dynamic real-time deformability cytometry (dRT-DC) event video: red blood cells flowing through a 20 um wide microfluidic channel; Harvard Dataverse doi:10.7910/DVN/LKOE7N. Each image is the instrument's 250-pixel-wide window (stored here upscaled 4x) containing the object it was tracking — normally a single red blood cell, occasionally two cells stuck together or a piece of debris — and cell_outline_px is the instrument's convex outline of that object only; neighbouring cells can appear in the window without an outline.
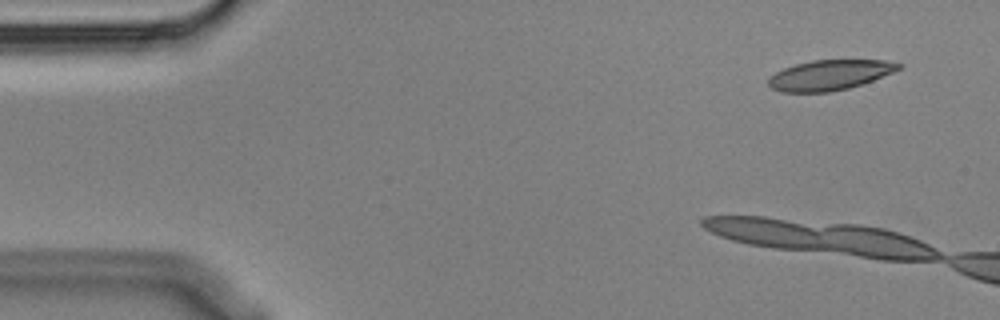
{"species": "Egyptian fruit bat (a non-hibernating species)", "species_latin": "Rousettus aegyptiacus", "temperature_condition": "cold", "stored_images_in_passage": 3, "camera_frame_rate_fps": 3000, "um_per_image_px": 0.085, "animal": {"sex": "male"}, "frame": {"image": 1, "passage_image": 1, "time_ms": 0.0, "image_size_px": [1000, 320], "cell_outline_px": [[904, 64], [900, 68], [892, 72], [872, 80], [848, 88], [828, 92], [780, 92], [772, 88], [768, 84], [768, 80], [776, 72], [784, 68], [796, 64], [812, 60], [884, 60]], "centroid_in_image_um": [70.51, 6.37], "position_along_channel_um": 14.5, "area_um2": 22.6}}